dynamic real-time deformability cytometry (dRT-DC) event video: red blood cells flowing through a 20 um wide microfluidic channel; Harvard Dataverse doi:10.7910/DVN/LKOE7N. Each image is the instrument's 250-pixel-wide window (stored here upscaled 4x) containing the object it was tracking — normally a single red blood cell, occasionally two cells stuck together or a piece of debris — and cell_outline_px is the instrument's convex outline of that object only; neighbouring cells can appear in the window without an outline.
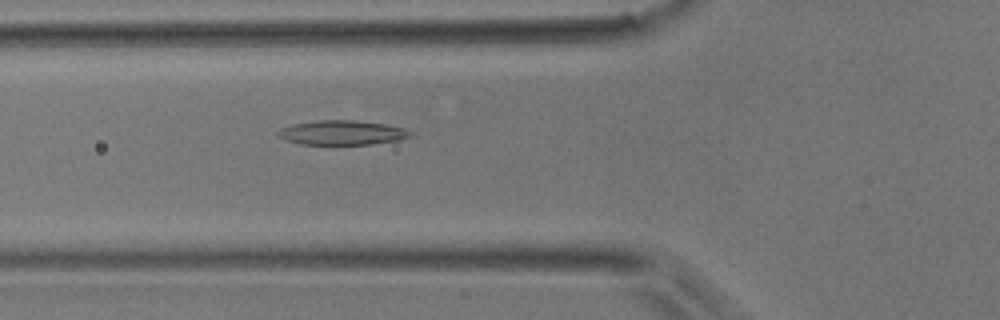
{"species": "common noctule bat (a hibernating species)", "species_latin": "Nyctalus noctula", "temperature_condition": "room temperature", "stored_images_in_passage": 30, "camera_frame_rate_fps": 3000, "um_per_image_px": 0.085, "animal": {"sex": "male", "body_mass_g": 17.9}, "frame": {"image": 1, "passage_image": 9, "time_ms": 2.667, "image_size_px": [1000, 320], "cell_outline_px": [[412, 136], [400, 140], [372, 144], [300, 144], [276, 136], [276, 132], [280, 128], [292, 124], [316, 120], [356, 120], [384, 124], [404, 128], [412, 132]], "centroid_in_image_um": [29.07, 11.27], "position_along_channel_um": 96.7, "area_um2": 18.96}}
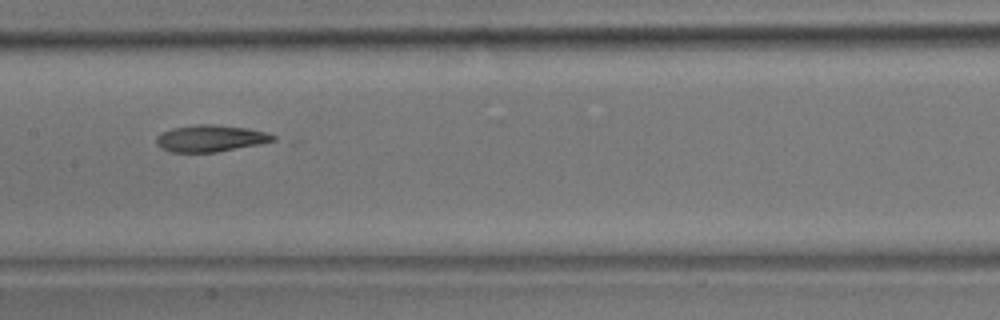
{"frame": {"image": 2, "passage_image": 16, "time_ms": 5.0, "image_size_px": [1000, 320], "cell_outline_px": [[276, 140], [260, 144], [216, 152], [172, 152], [160, 148], [156, 144], [156, 136], [172, 128], [196, 124], [212, 124], [248, 128], [264, 132], [276, 136]], "centroid_in_image_um": [17.88, 11.76], "position_along_channel_um": 189.5, "area_um2": 18.15}}
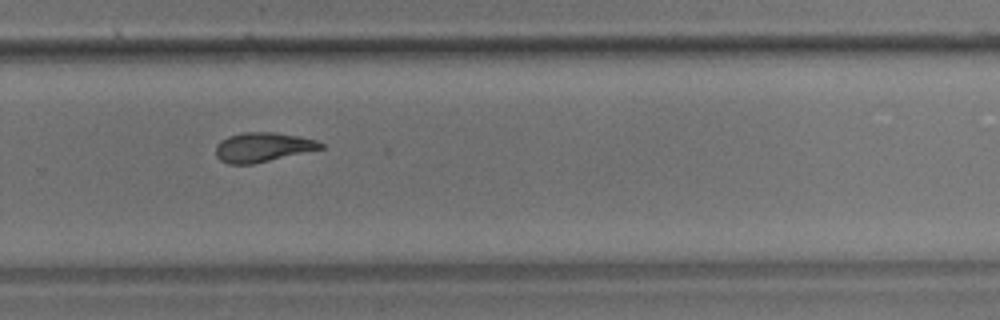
{"frame": {"image": 3, "passage_image": 25, "time_ms": 8.0, "image_size_px": [1000, 320], "cell_outline_px": [[324, 148], [252, 164], [228, 164], [220, 160], [216, 156], [216, 144], [220, 140], [228, 136], [240, 132], [272, 132], [296, 136], [316, 140], [324, 144]], "centroid_in_image_um": [22.29, 12.51], "position_along_channel_um": 307.5, "area_um2": 17.92}}